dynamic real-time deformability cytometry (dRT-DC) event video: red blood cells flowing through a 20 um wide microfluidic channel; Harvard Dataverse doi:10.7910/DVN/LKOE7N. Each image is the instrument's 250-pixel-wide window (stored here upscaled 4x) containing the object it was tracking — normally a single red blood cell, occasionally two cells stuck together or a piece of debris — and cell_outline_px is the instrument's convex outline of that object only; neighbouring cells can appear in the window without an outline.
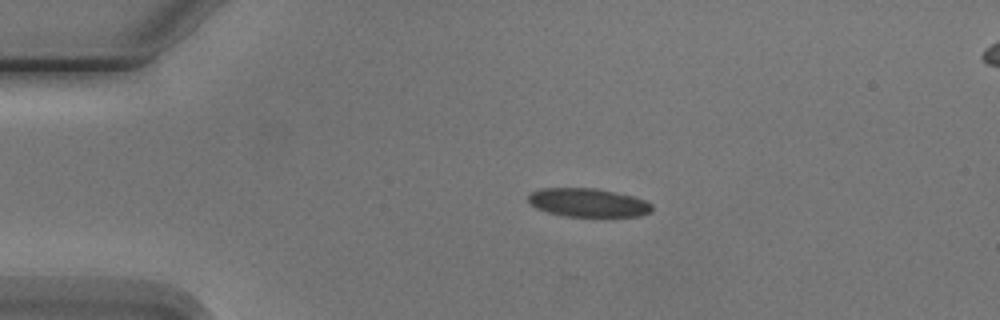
{"species": "Egyptian fruit bat (a non-hibernating species)", "species_latin": "Rousettus aegyptiacus", "temperature_condition": "cold", "stored_images_in_passage": 4, "camera_frame_rate_fps": 3000, "um_per_image_px": 0.085, "animal": {"sex": "male"}, "frame": {"image": 1, "passage_image": 1, "time_ms": 0.0, "image_size_px": [1000, 320], "cell_outline_px": [[652, 212], [640, 216], [564, 216], [548, 212], [536, 208], [528, 200], [528, 196], [532, 192], [540, 188], [596, 188], [632, 196], [644, 200], [652, 204]], "centroid_in_image_um": [49.99, 17.22], "position_along_channel_um": 35.0, "area_um2": 20.46}}
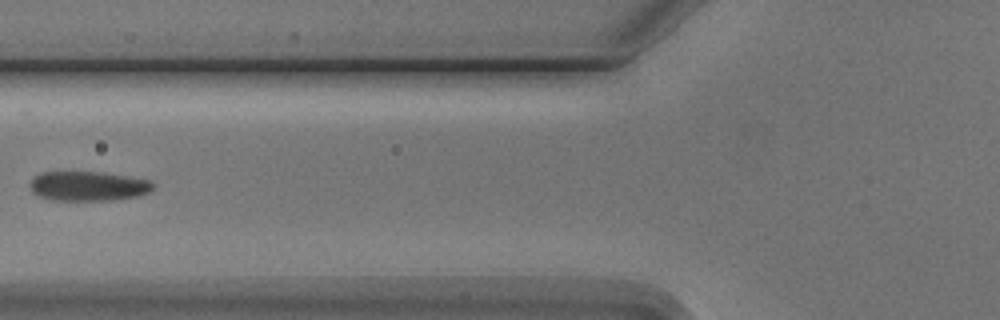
{"frame": {"image": 2, "passage_image": 3, "time_ms": 3.333, "image_size_px": [1000, 320], "cell_outline_px": [[152, 188], [148, 192], [140, 196], [112, 200], [52, 200], [40, 196], [32, 192], [28, 184], [32, 176], [40, 172], [104, 172], [152, 180]], "centroid_in_image_um": [7.46, 15.81], "position_along_channel_um": 118.3, "area_um2": 21.44}}
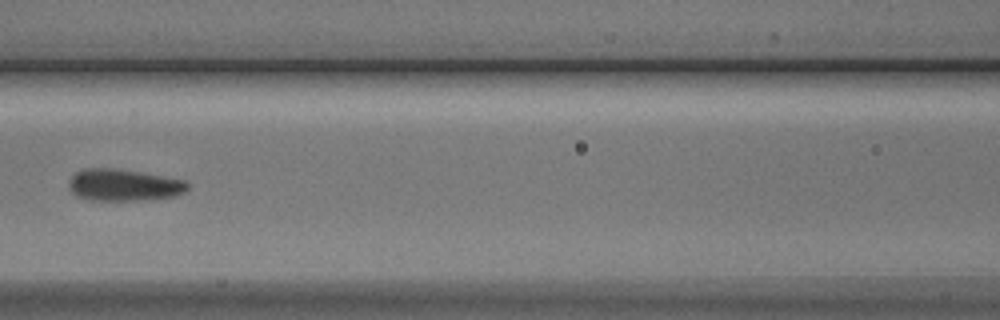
{"frame": {"image": 3, "passage_image": 4, "time_ms": 4.333, "image_size_px": [1000, 320], "cell_outline_px": [[188, 188], [184, 192], [176, 196], [136, 200], [88, 200], [76, 196], [72, 192], [68, 184], [72, 176], [76, 172], [84, 168], [116, 168], [140, 172], [184, 180], [188, 184]], "centroid_in_image_um": [10.48, 15.72], "position_along_channel_um": 156.1, "area_um2": 21.91}}